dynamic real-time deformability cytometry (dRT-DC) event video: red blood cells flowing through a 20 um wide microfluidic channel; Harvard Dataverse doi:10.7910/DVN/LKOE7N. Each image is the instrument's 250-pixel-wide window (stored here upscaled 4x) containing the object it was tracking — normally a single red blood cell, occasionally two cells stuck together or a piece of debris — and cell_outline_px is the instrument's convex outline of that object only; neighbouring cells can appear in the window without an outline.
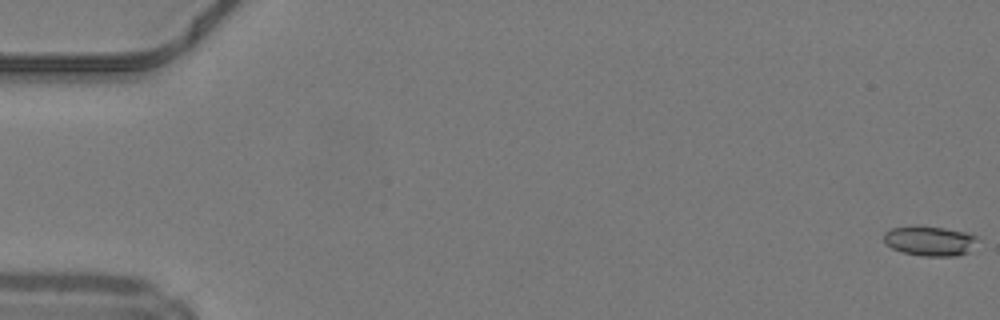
{"species": "common noctule bat (a hibernating species)", "species_latin": "Nyctalus noctula", "temperature_condition": "warm", "stored_images_in_passage": 50, "camera_frame_rate_fps": 3000, "um_per_image_px": 0.085, "animal": {"sex": "male", "body_mass_g": 19.2, "forearm_length_mm": 51.8}, "frame": {"image": 1, "passage_image": 1, "time_ms": 0.0, "image_size_px": [1000, 320], "cell_outline_px": [[976, 240], [968, 252], [956, 256], [924, 256], [904, 252], [892, 248], [884, 244], [884, 232], [892, 228], [944, 228], [964, 232], [976, 236]], "centroid_in_image_um": [79.01, 20.51], "position_along_channel_um": 6.0, "area_um2": 15.55}}
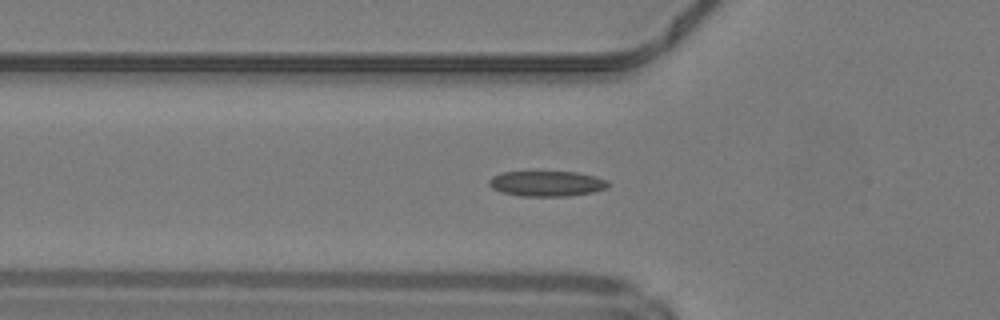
{"frame": {"image": 2, "passage_image": 18, "time_ms": 5.667, "image_size_px": [1000, 320], "cell_outline_px": [[608, 188], [592, 192], [568, 196], [520, 196], [500, 192], [492, 188], [488, 184], [488, 180], [492, 176], [504, 172], [576, 172], [608, 180]], "centroid_in_image_um": [46.44, 15.61], "position_along_channel_um": 79.4, "area_um2": 17.57}}
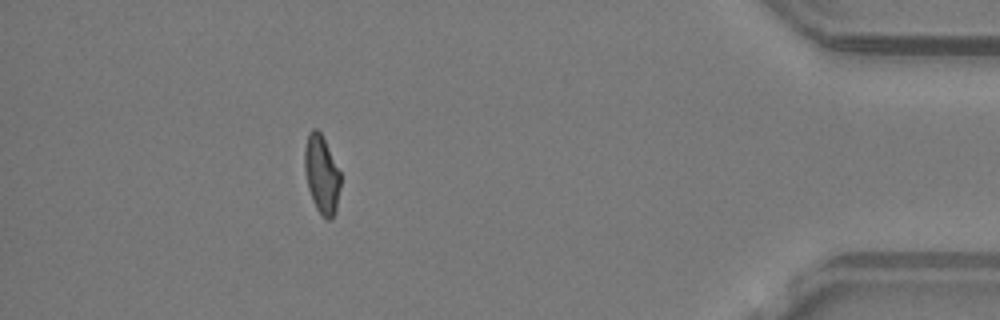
{"frame": {"image": 3, "passage_image": 45, "time_ms": 14.667, "image_size_px": [1000, 320], "cell_outline_px": [[340, 188], [336, 212], [332, 220], [324, 220], [316, 208], [312, 200], [308, 188], [304, 168], [304, 148], [308, 132], [312, 128], [316, 128], [320, 132], [340, 172]], "centroid_in_image_um": [27.33, 14.87], "position_along_channel_um": 407.9, "area_um2": 16.53}, "authors_computed_cell_mechanics": {"area_um2": 17.0221, "velocity_mm_per_s": 4.2298, "shape_relaxation_time_tau1_ms": null, "shape_relaxation_time_tau2_ms": 2.3945, "deformation_change_tau1": null, "deformation_change_tau2": 0.0963}}